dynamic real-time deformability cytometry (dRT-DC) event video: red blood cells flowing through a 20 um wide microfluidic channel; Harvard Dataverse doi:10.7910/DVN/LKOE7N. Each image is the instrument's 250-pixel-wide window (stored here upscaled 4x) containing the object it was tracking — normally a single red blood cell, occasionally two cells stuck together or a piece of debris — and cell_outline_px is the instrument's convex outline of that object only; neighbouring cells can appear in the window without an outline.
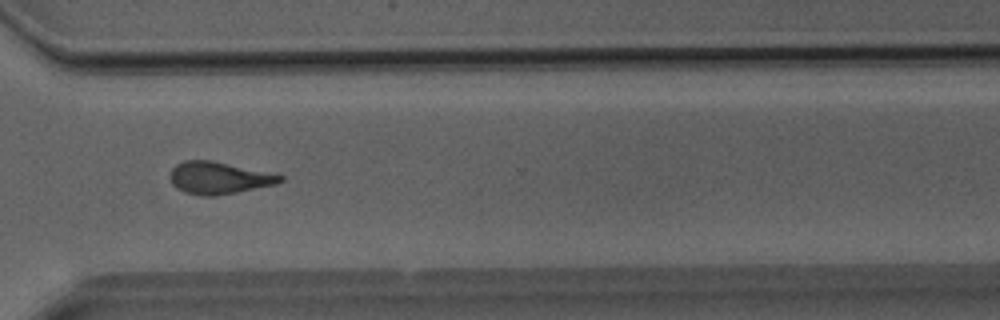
{"species": "Egyptian fruit bat (a non-hibernating species)", "species_latin": "Rousettus aegyptiacus", "temperature_condition": "room temperature", "stored_images_in_passage": 28, "camera_frame_rate_fps": 3000, "um_per_image_px": 0.085, "animal": {"sex": "male"}, "frame": {"image": 1, "passage_image": 18, "time_ms": 5.667, "image_size_px": [1000, 320], "cell_outline_px": [[284, 180], [276, 184], [216, 196], [200, 196], [184, 192], [176, 188], [172, 184], [168, 176], [172, 168], [176, 164], [184, 160], [212, 160], [284, 176]], "centroid_in_image_um": [18.54, 15.12], "position_along_channel_um": 352.1, "area_um2": 20.63}}
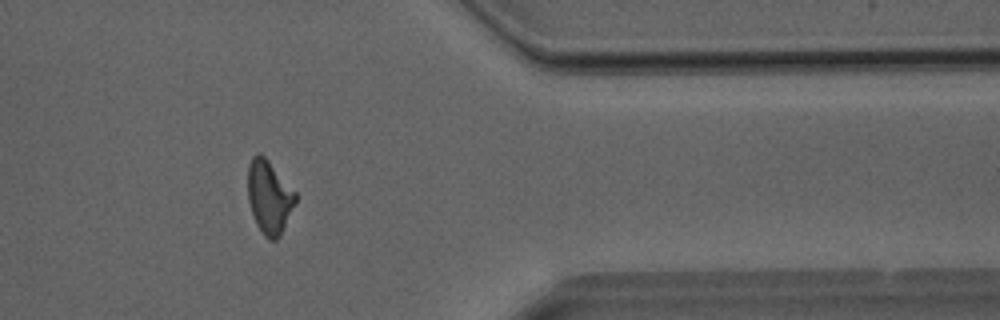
{"frame": {"image": 2, "passage_image": 21, "time_ms": 6.667, "image_size_px": [1000, 320], "cell_outline_px": [[296, 200], [280, 236], [276, 240], [268, 240], [264, 236], [256, 224], [248, 200], [248, 164], [252, 156], [256, 152], [260, 152], [268, 160], [296, 192]], "centroid_in_image_um": [22.86, 16.73], "position_along_channel_um": 388.5, "area_um2": 20.29}}
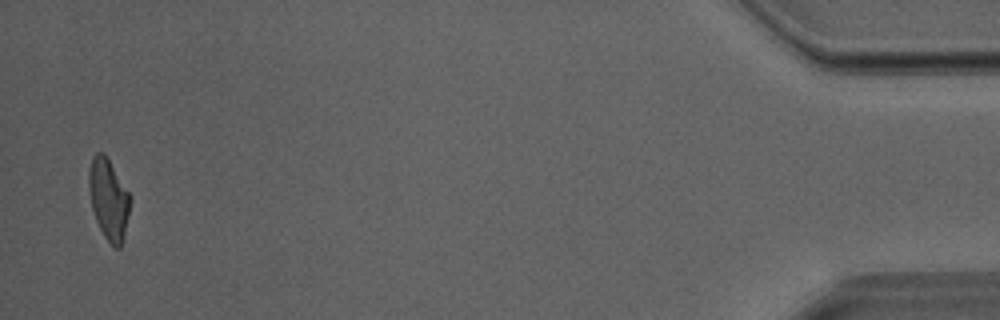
{"frame": {"image": 3, "passage_image": 27, "time_ms": 8.667, "image_size_px": [1000, 320], "cell_outline_px": [[132, 200], [124, 240], [120, 248], [116, 248], [104, 236], [96, 220], [92, 208], [88, 188], [88, 172], [92, 156], [96, 152], [104, 152], [132, 196]], "centroid_in_image_um": [9.25, 16.91], "position_along_channel_um": 425.9, "area_um2": 19.83}}